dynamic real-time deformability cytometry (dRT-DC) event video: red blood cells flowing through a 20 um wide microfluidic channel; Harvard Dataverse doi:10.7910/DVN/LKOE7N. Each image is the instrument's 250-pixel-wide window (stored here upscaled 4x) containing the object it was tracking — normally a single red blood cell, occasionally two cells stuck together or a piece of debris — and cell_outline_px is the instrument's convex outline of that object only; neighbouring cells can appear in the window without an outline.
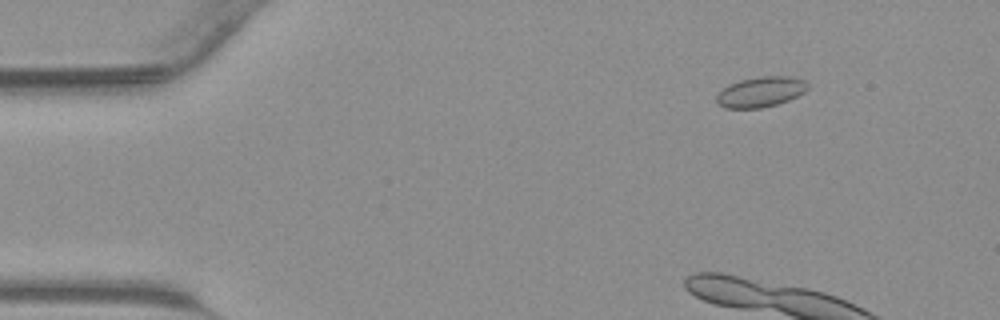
{"species": "common noctule bat (a hibernating species)", "species_latin": "Nyctalus noctula", "temperature_condition": "warm", "stored_images_in_passage": 10, "camera_frame_rate_fps": 3000, "um_per_image_px": 0.085, "animal": {"sex": "male", "body_mass_g": 23.1, "forearm_length_mm": 52.7}, "frame": {"image": 1, "passage_image": 6, "time_ms": 1.667, "image_size_px": [1000, 320], "cell_outline_px": [[808, 88], [804, 92], [788, 100], [776, 104], [760, 108], [724, 108], [716, 104], [716, 96], [728, 84], [740, 80], [760, 76], [788, 76], [804, 80], [808, 84]], "centroid_in_image_um": [64.63, 7.81], "position_along_channel_um": 20.4, "area_um2": 16.07}}